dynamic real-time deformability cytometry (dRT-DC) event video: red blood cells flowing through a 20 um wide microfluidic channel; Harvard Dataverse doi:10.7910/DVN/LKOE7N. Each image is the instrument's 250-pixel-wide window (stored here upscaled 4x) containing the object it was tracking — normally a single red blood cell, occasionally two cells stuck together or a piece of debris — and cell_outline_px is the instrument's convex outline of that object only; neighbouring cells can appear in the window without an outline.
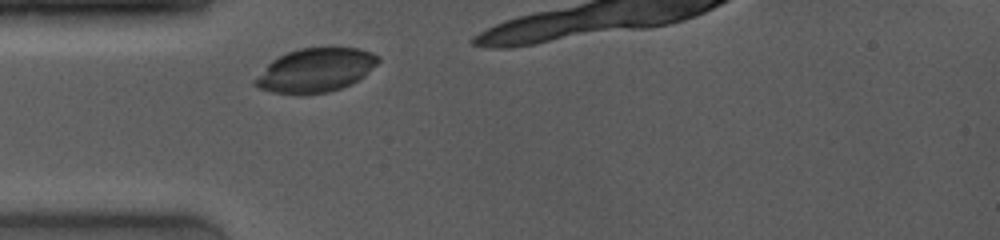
{"species": "common noctule bat (a hibernating species)", "species_latin": "Nyctalus noctula", "temperature_condition": "room temperature", "stored_images_in_passage": 10, "camera_frame_rate_fps": 4000, "um_per_image_px": 0.085, "animal": {"sex": "female", "body_mass_g": 19.0, "forearm_length_mm": 53.3}, "frame": {"image": 1, "passage_image": 1, "time_ms": 0.0, "image_size_px": [1000, 240], "cell_outline_px": [[380, 60], [364, 76], [352, 84], [328, 92], [300, 96], [272, 92], [260, 88], [252, 84], [252, 80], [272, 60], [288, 52], [300, 48], [356, 48], [372, 52], [380, 56]], "centroid_in_image_um": [26.8, 5.99], "position_along_channel_um": 58.2, "area_um2": 31.62}}